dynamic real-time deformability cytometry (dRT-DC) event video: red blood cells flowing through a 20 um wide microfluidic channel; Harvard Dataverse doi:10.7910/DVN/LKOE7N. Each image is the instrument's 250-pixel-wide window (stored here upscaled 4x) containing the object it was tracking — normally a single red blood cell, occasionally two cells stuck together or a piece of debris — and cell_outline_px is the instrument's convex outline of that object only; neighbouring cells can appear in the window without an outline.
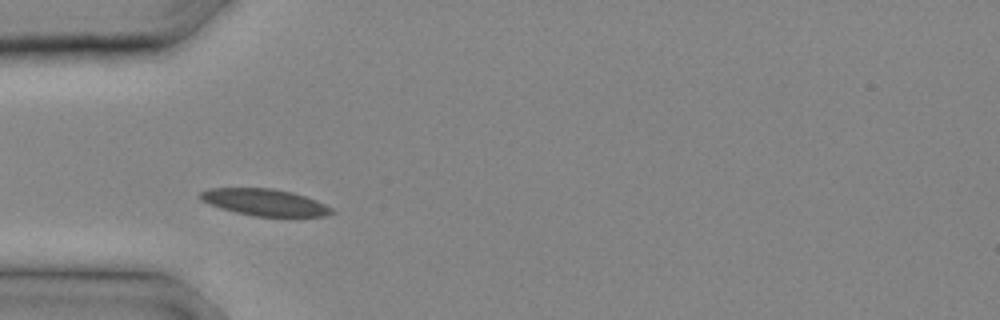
{"species": "common noctule bat (a hibernating species)", "species_latin": "Nyctalus noctula", "temperature_condition": "cold", "stored_images_in_passage": 7, "camera_frame_rate_fps": 3000, "um_per_image_px": 0.085, "animal": {"sex": "male", "body_mass_g": 20.4}, "frame": {"image": 1, "passage_image": 4, "time_ms": 1.0, "image_size_px": [1000, 320], "cell_outline_px": [[336, 212], [324, 216], [256, 216], [236, 212], [220, 208], [200, 200], [196, 196], [200, 192], [208, 188], [272, 188], [292, 192], [316, 200], [332, 208]], "centroid_in_image_um": [22.46, 17.19], "position_along_channel_um": 62.5, "area_um2": 20.46}}